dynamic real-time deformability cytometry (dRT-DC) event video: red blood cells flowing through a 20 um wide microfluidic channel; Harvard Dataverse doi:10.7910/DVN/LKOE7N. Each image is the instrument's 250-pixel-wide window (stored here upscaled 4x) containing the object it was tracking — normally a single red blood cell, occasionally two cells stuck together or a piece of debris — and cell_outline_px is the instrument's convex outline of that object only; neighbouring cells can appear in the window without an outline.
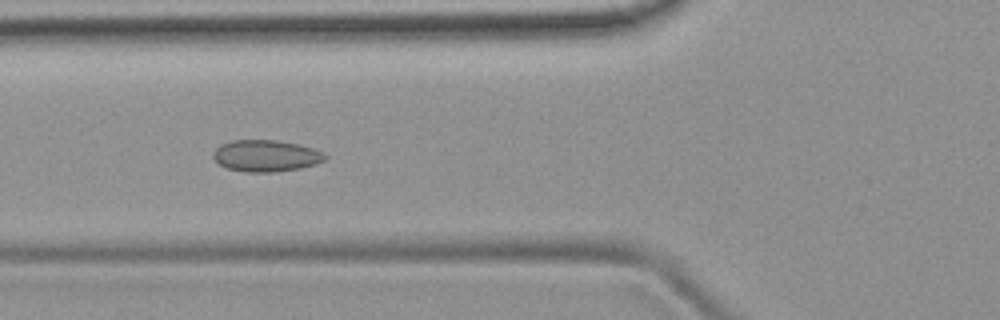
{"species": "common noctule bat (a hibernating species)", "species_latin": "Nyctalus noctula", "temperature_condition": "room temperature", "stored_images_in_passage": 39, "camera_frame_rate_fps": 3000, "um_per_image_px": 0.085, "animal": {"sex": "female", "body_mass_g": 19.9}, "frame": {"image": 1, "passage_image": 7, "time_ms": 2.0, "image_size_px": [1000, 320], "cell_outline_px": [[328, 156], [324, 160], [316, 164], [300, 168], [276, 172], [244, 172], [228, 168], [220, 164], [212, 156], [212, 152], [220, 144], [232, 140], [276, 140], [296, 144], [312, 148], [324, 152]], "centroid_in_image_um": [22.6, 13.24], "position_along_channel_um": 103.2, "area_um2": 20.63}}
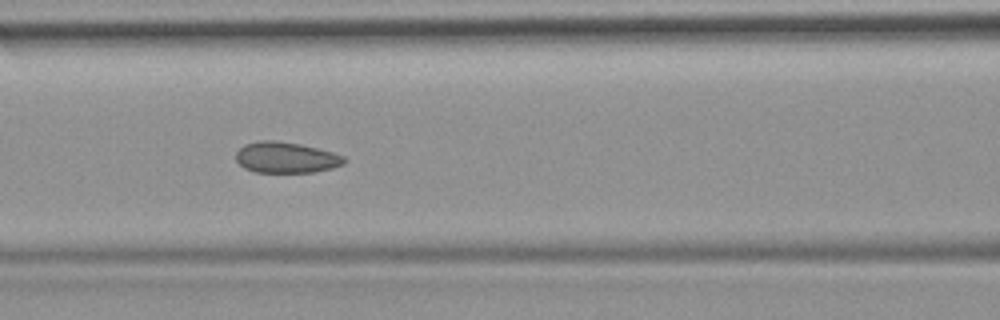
{"frame": {"image": 2, "passage_image": 10, "time_ms": 3.0, "image_size_px": [1000, 320], "cell_outline_px": [[348, 160], [344, 164], [332, 168], [312, 172], [256, 172], [244, 168], [236, 160], [236, 152], [244, 144], [260, 140], [276, 140], [300, 144], [332, 152], [344, 156]], "centroid_in_image_um": [24.31, 13.38], "position_along_channel_um": 142.3, "area_um2": 19.54}}
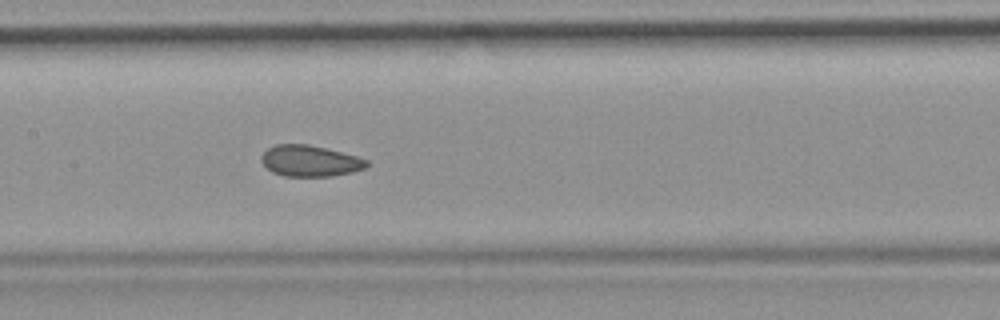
{"frame": {"image": 3, "passage_image": 13, "time_ms": 4.0, "image_size_px": [1000, 320], "cell_outline_px": [[368, 164], [364, 168], [352, 172], [332, 176], [284, 176], [272, 172], [260, 160], [260, 156], [268, 148], [276, 144], [308, 144], [356, 156], [368, 160]], "centroid_in_image_um": [26.32, 13.68], "position_along_channel_um": 181.1, "area_um2": 18.96}, "authors_computed_cell_mechanics": {"area_um2": 19.4786, "velocity_mm_per_s": 3.8945, "shape_relaxation_time_tau1_ms": null, "shape_relaxation_time_tau2_ms": 1.726, "deformation_change_tau1": null, "deformation_change_tau2": 0.0704}}